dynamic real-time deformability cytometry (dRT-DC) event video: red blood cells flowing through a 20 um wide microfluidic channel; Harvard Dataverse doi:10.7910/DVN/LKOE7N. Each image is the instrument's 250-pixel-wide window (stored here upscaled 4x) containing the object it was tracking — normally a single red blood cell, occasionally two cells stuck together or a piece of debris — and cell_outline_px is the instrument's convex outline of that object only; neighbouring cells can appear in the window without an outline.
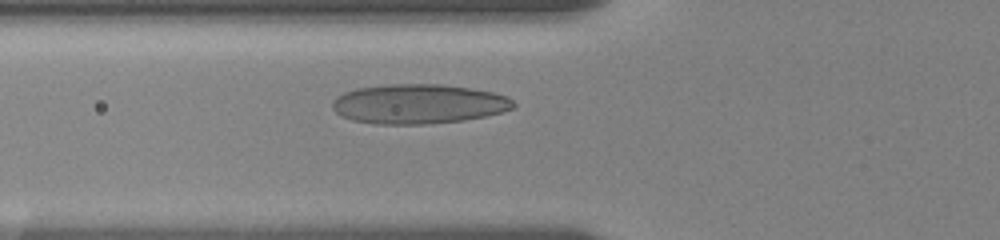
{"species": "human", "species_latin": "Homo sapiens", "temperature_condition": "room temperature", "stored_images_in_passage": 65, "camera_frame_rate_fps": 3000, "um_per_image_px": 0.085, "donor": {"sex": "female"}, "frame": {"image": 1, "passage_image": 6, "time_ms": 0.667, "image_size_px": [1000, 240], "cell_outline_px": [[516, 104], [512, 108], [500, 112], [484, 116], [464, 120], [424, 124], [376, 124], [352, 120], [340, 116], [332, 108], [332, 100], [336, 96], [344, 92], [356, 88], [388, 84], [440, 84], [468, 88], [492, 92], [508, 96]], "centroid_in_image_um": [35.52, 8.83], "position_along_channel_um": 90.3, "area_um2": 41.79}}
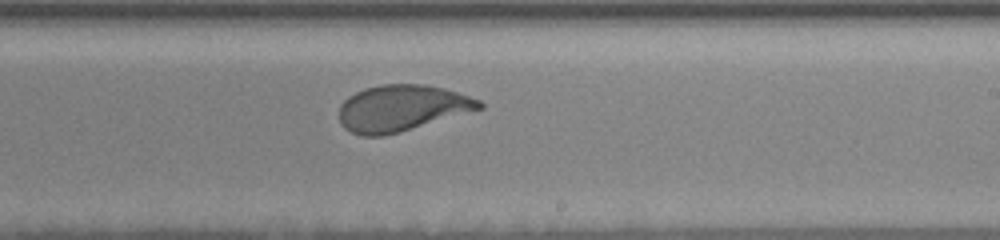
{"frame": {"image": 2, "passage_image": 40, "time_ms": 5.333, "image_size_px": [1000, 240], "cell_outline_px": [[484, 108], [400, 132], [384, 136], [360, 136], [344, 128], [340, 124], [340, 104], [348, 96], [364, 88], [380, 84], [424, 84], [444, 88], [480, 100], [484, 104]], "centroid_in_image_um": [34.13, 9.19], "position_along_channel_um": 254.9, "area_um2": 37.92}}
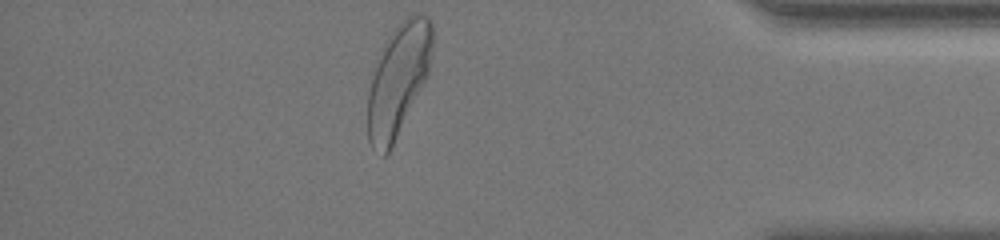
{"frame": {"image": 3, "passage_image": 65, "time_ms": 10.333, "image_size_px": [1000, 240], "cell_outline_px": [[432, 52], [428, 76], [388, 152], [384, 156], [372, 148], [368, 140], [368, 92], [372, 76], [384, 44], [388, 36], [396, 24], [412, 12], [420, 12], [428, 16], [432, 24]], "centroid_in_image_um": [33.87, 6.7], "position_along_channel_um": 401.3, "area_um2": 41.91}, "authors_computed_cell_mechanics": {"area_um2": 38.5526, "velocity_mm_per_s": 3.5207, "shape_relaxation_time_tau1_ms": 3.4991, "shape_relaxation_time_tau2_ms": null, "deformation_change_tau1": 0.1727, "deformation_change_tau2": null}}